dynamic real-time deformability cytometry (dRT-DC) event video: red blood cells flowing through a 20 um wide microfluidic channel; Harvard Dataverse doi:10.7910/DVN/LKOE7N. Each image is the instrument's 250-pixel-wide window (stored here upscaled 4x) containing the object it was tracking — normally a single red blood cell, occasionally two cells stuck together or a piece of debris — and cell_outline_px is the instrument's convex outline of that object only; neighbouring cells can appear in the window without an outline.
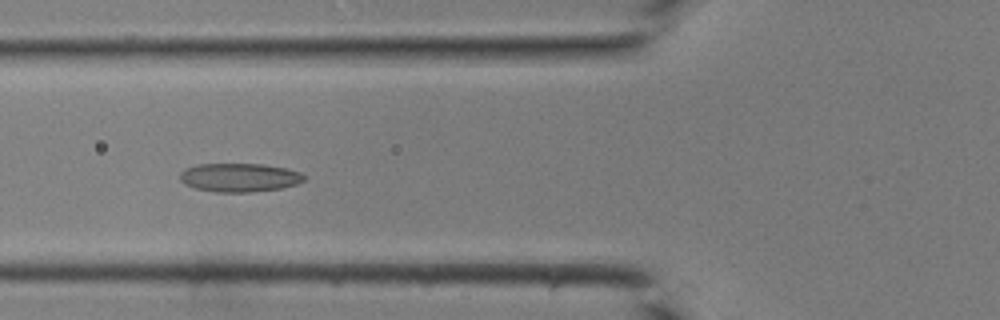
{"species": "common noctule bat (a hibernating species)", "species_latin": "Nyctalus noctula", "temperature_condition": "room temperature", "stored_images_in_passage": 42, "camera_frame_rate_fps": 3000, "um_per_image_px": 0.085, "animal": {"sex": "male", "body_mass_g": 19.0, "forearm_length_mm": 50.8}, "frame": {"image": 1, "passage_image": 16, "time_ms": 5.0, "image_size_px": [1000, 320], "cell_outline_px": [[304, 180], [296, 184], [280, 188], [252, 192], [216, 192], [196, 188], [184, 184], [180, 180], [180, 172], [184, 168], [196, 164], [260, 164], [288, 168], [300, 172], [304, 176]], "centroid_in_image_um": [20.32, 15.08], "position_along_channel_um": 105.5, "area_um2": 20.75}}
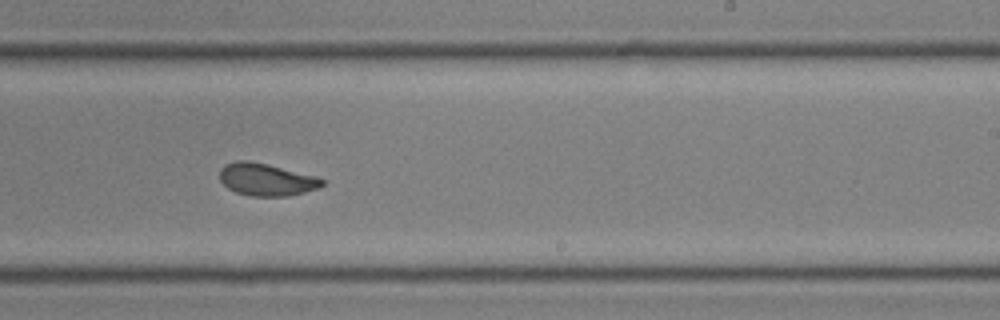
{"frame": {"image": 2, "passage_image": 26, "time_ms": 8.333, "image_size_px": [1000, 320], "cell_outline_px": [[324, 184], [320, 188], [288, 196], [248, 196], [236, 192], [228, 188], [220, 180], [220, 168], [224, 164], [236, 160], [248, 160], [268, 164], [316, 176], [324, 180]], "centroid_in_image_um": [22.63, 15.25], "position_along_channel_um": 266.4, "area_um2": 19.48}}
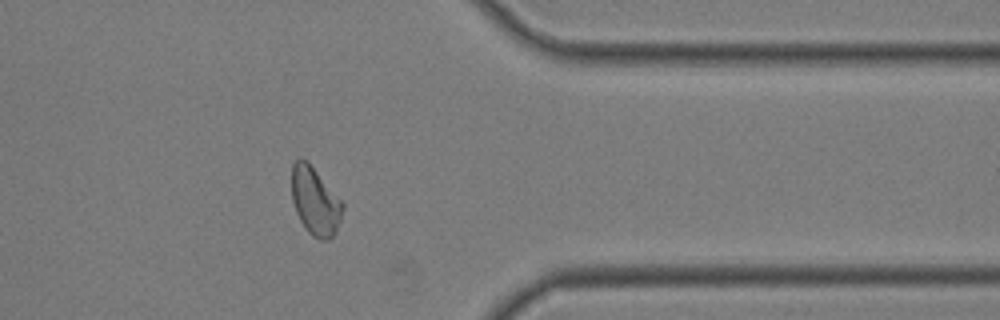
{"frame": {"image": 3, "passage_image": 34, "time_ms": 11.0, "image_size_px": [1000, 320], "cell_outline_px": [[344, 208], [340, 220], [332, 236], [328, 240], [320, 240], [312, 236], [308, 232], [300, 220], [296, 212], [292, 200], [292, 164], [300, 156], [308, 160], [344, 204]], "centroid_in_image_um": [26.77, 17.07], "position_along_channel_um": 384.6, "area_um2": 20.17}}